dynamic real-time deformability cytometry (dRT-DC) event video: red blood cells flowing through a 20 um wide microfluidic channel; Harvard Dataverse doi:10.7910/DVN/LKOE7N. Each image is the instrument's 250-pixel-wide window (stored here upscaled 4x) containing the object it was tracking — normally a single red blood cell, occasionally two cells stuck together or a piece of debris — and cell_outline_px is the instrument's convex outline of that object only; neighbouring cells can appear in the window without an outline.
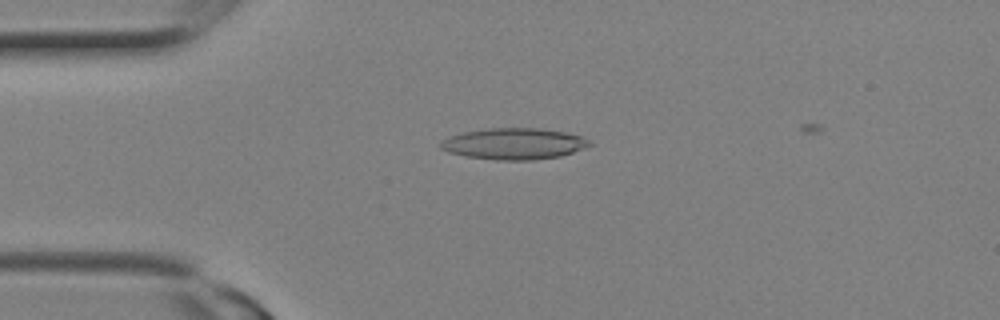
{"species": "Egyptian fruit bat (a non-hibernating species)", "species_latin": "Rousettus aegyptiacus", "temperature_condition": "room temperature", "stored_images_in_passage": 8, "camera_frame_rate_fps": 3000, "um_per_image_px": 0.085, "animal": {"sex": "female"}, "frame": {"image": 1, "passage_image": 1, "time_ms": 0.0, "image_size_px": [1000, 320], "cell_outline_px": [[592, 144], [584, 148], [560, 156], [532, 160], [496, 160], [464, 156], [448, 152], [440, 148], [440, 144], [448, 136], [464, 132], [488, 128], [540, 128], [564, 132], [580, 136], [588, 140]], "centroid_in_image_um": [43.66, 12.22], "position_along_channel_um": 41.3, "area_um2": 27.05}}
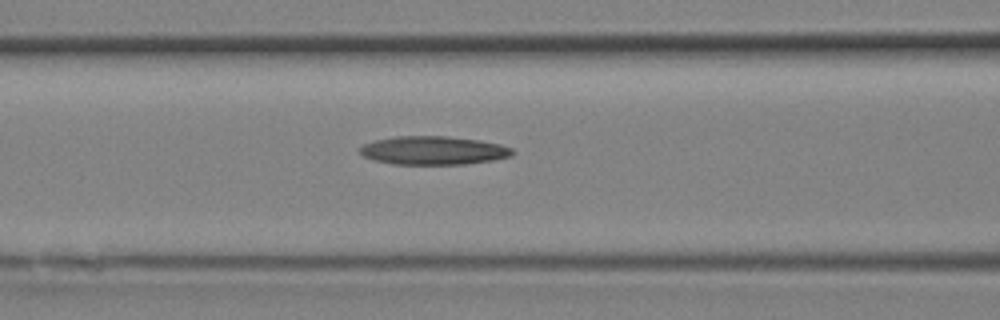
{"frame": {"image": 2, "passage_image": 5, "time_ms": 1.333, "image_size_px": [1000, 320], "cell_outline_px": [[516, 152], [512, 156], [492, 160], [464, 164], [392, 164], [376, 160], [364, 156], [360, 152], [360, 148], [364, 144], [376, 140], [396, 136], [448, 136], [480, 140], [500, 144], [512, 148]], "centroid_in_image_um": [36.88, 12.78], "position_along_channel_um": 129.7, "area_um2": 25.26}}
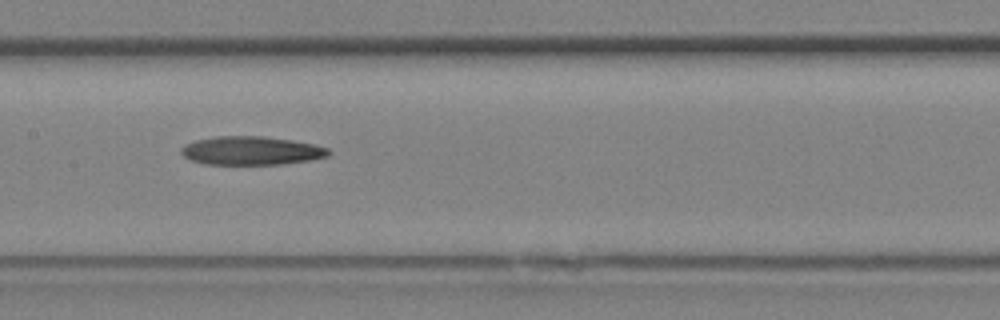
{"frame": {"image": 3, "passage_image": 7, "time_ms": 2.0, "image_size_px": [1000, 320], "cell_outline_px": [[332, 152], [328, 156], [312, 160], [284, 164], [204, 164], [192, 160], [184, 156], [180, 152], [180, 148], [184, 144], [196, 140], [216, 136], [264, 136], [292, 140], [316, 144], [328, 148]], "centroid_in_image_um": [21.39, 12.8], "position_along_channel_um": 186.0, "area_um2": 24.74}}